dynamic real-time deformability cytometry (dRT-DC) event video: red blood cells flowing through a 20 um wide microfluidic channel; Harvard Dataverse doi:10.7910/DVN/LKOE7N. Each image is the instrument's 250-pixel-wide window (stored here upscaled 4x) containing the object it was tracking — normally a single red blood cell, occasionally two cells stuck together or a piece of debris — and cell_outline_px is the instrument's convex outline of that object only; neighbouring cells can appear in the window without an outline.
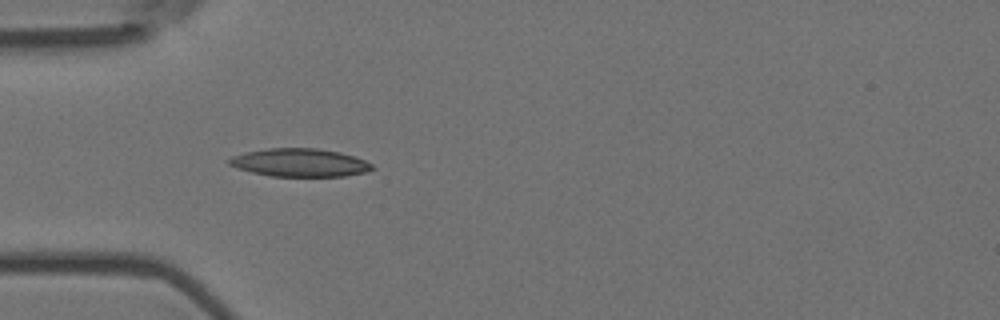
{"species": "Egyptian fruit bat (a non-hibernating species)", "species_latin": "Rousettus aegyptiacus", "temperature_condition": "room temperature", "stored_images_in_passage": 10, "camera_frame_rate_fps": 3000, "um_per_image_px": 0.085, "animal": {"sex": "female"}, "frame": {"image": 1, "passage_image": 4, "time_ms": 1.0, "image_size_px": [1000, 320], "cell_outline_px": [[376, 168], [364, 172], [344, 176], [272, 176], [252, 172], [236, 168], [228, 164], [228, 160], [232, 156], [244, 152], [268, 148], [316, 148], [340, 152], [364, 160], [372, 164]], "centroid_in_image_um": [25.45, 13.82], "position_along_channel_um": 59.5, "area_um2": 23.35}}
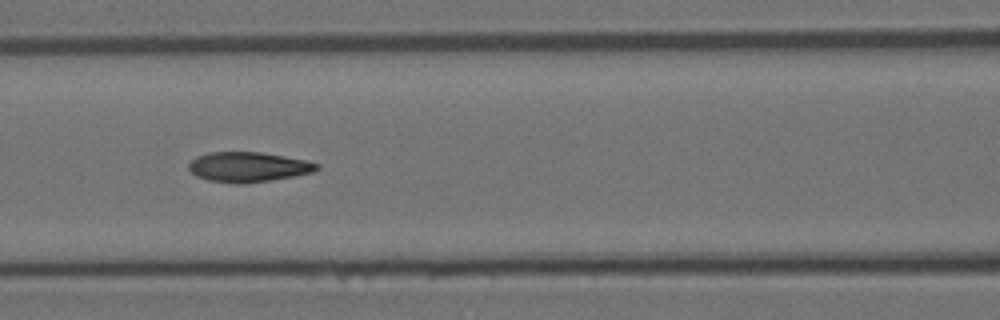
{"frame": {"image": 2, "passage_image": 6, "time_ms": 1.667, "image_size_px": [1000, 320], "cell_outline_px": [[320, 168], [312, 172], [296, 176], [272, 180], [244, 184], [236, 184], [208, 180], [196, 176], [188, 168], [188, 164], [196, 156], [208, 152], [260, 152], [308, 160], [320, 164]], "centroid_in_image_um": [21.12, 14.19], "position_along_channel_um": 145.5, "area_um2": 22.6}}
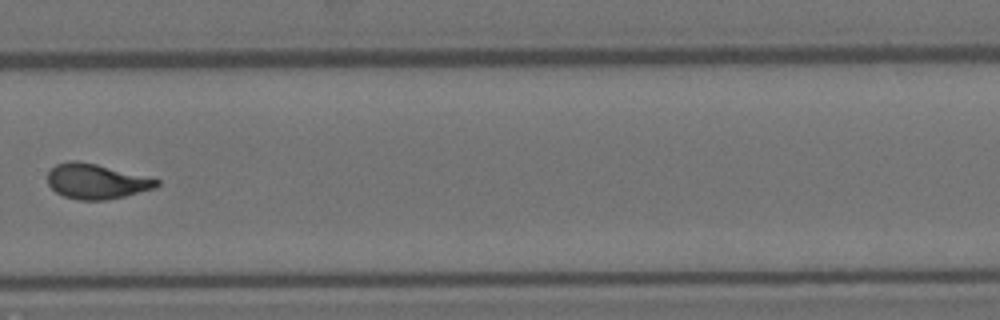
{"frame": {"image": 3, "passage_image": 10, "time_ms": 3.0, "image_size_px": [1000, 320], "cell_outline_px": [[160, 184], [156, 188], [124, 196], [104, 200], [76, 200], [64, 196], [56, 192], [48, 184], [48, 172], [56, 164], [72, 160], [80, 160], [160, 180]], "centroid_in_image_um": [8.17, 15.42], "position_along_channel_um": 321.6, "area_um2": 22.14}}